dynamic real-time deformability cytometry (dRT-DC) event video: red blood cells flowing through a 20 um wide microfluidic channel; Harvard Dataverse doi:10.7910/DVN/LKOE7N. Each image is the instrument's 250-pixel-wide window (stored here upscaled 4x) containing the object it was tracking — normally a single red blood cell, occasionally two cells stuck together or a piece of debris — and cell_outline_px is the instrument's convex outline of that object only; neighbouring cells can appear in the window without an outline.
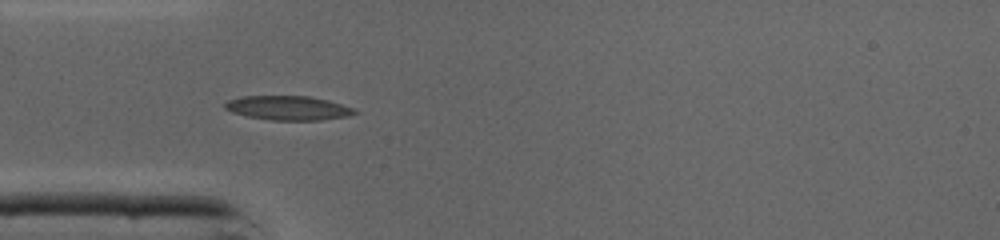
{"species": "common noctule bat (a hibernating species)", "species_latin": "Nyctalus noctula", "temperature_condition": "cold", "stored_images_in_passage": 44, "camera_frame_rate_fps": 3000, "um_per_image_px": 0.085, "animal": {"sex": "male", "body_mass_g": 19.0, "forearm_length_mm": 50.8}, "frame": {"image": 1, "passage_image": 12, "time_ms": 3.667, "image_size_px": [1000, 240], "cell_outline_px": [[360, 112], [348, 116], [320, 120], [272, 120], [248, 116], [232, 112], [224, 108], [224, 104], [228, 100], [244, 96], [308, 96], [328, 100], [352, 108]], "centroid_in_image_um": [24.49, 9.17], "position_along_channel_um": 60.5, "area_um2": 18.15}}
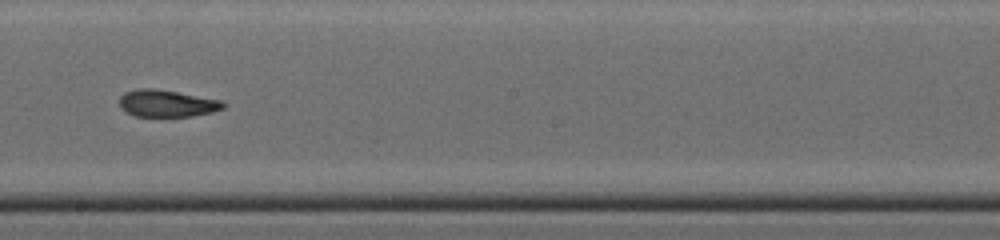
{"frame": {"image": 2, "passage_image": 24, "time_ms": 7.667, "image_size_px": [1000, 240], "cell_outline_px": [[228, 104], [224, 108], [212, 112], [192, 116], [136, 116], [120, 108], [120, 96], [124, 92], [140, 88], [156, 88], [224, 100]], "centroid_in_image_um": [14.24, 8.77], "position_along_channel_um": 234.0, "area_um2": 16.53}}
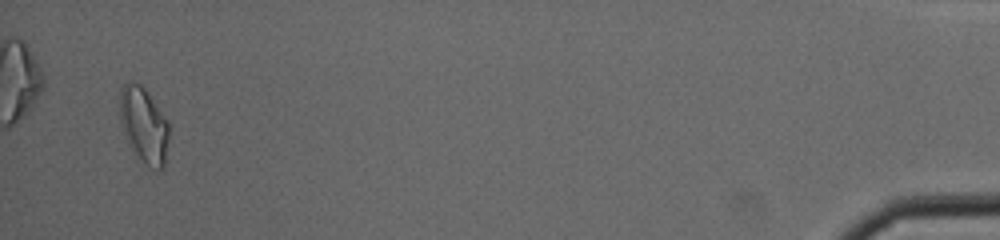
{"frame": {"image": 3, "passage_image": 43, "time_ms": 14.0, "image_size_px": [1000, 240], "cell_outline_px": [[168, 140], [164, 164], [160, 168], [148, 168], [136, 156], [128, 144], [120, 124], [120, 88], [124, 84], [140, 84], [144, 88], [168, 120]], "centroid_in_image_um": [12.21, 10.67], "position_along_channel_um": 423.0, "area_um2": 21.5}, "authors_computed_cell_mechanics": {"area_um2": 17.0799, "velocity_mm_per_s": 4.3731, "shape_relaxation_time_tau1_ms": null, "shape_relaxation_time_tau2_ms": 3.3041, "deformation_change_tau1": null, "deformation_change_tau2": 0.0989}}